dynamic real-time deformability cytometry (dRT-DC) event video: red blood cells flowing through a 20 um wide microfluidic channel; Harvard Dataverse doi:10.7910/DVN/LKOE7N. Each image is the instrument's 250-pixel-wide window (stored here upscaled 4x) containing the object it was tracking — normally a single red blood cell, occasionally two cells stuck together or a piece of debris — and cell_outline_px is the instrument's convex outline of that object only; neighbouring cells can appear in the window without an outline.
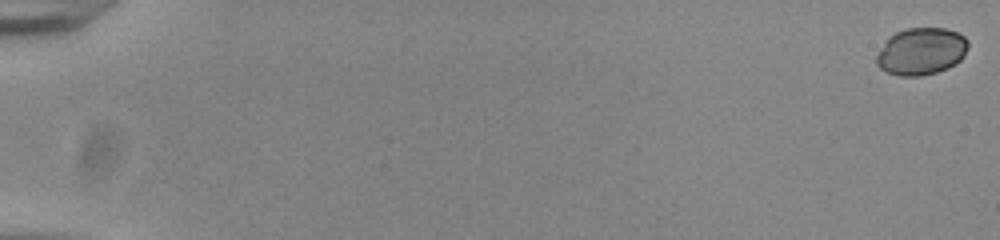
{"species": "common noctule bat (a hibernating species)", "species_latin": "Nyctalus noctula", "temperature_condition": "room temperature", "stored_images_in_passage": 55, "camera_frame_rate_fps": 3000, "um_per_image_px": 0.085, "animal": {"sex": "male", "body_mass_g": 20.0, "forearm_length_mm": 53.3}, "frame": {"image": 1, "passage_image": 1, "time_ms": 0.0, "image_size_px": [1000, 240], "cell_outline_px": [[968, 48], [964, 56], [956, 64], [936, 72], [920, 76], [900, 76], [888, 72], [880, 68], [876, 64], [876, 56], [884, 40], [888, 36], [896, 32], [908, 28], [944, 28], [956, 32], [964, 36], [968, 40]], "centroid_in_image_um": [78.29, 4.36], "position_along_channel_um": 6.7, "area_um2": 25.32}}
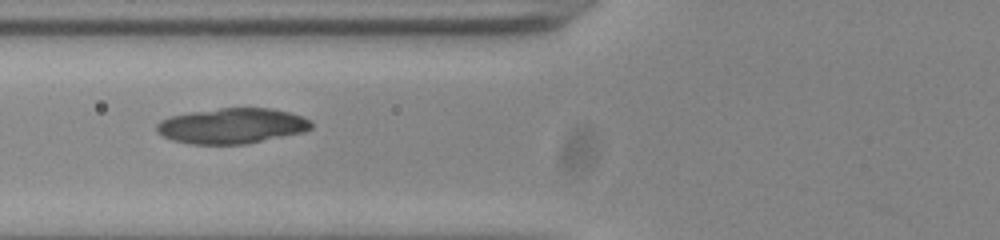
{"frame": {"image": 2, "passage_image": 24, "time_ms": 7.667, "image_size_px": [1000, 240], "cell_outline_px": [[312, 128], [304, 132], [244, 144], [192, 144], [172, 140], [156, 132], [156, 124], [160, 120], [172, 116], [192, 112], [220, 108], [268, 108], [288, 112], [304, 116], [312, 120]], "centroid_in_image_um": [19.73, 10.7], "position_along_channel_um": 106.1, "area_um2": 31.85}}
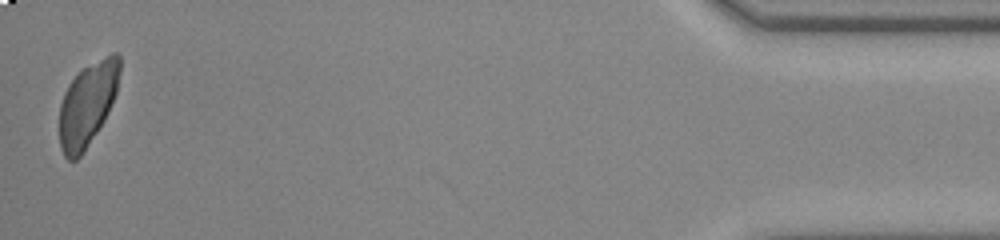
{"frame": {"image": 3, "passage_image": 55, "time_ms": 18.0, "image_size_px": [1000, 240], "cell_outline_px": [[120, 72], [116, 92], [108, 112], [104, 120], [84, 152], [76, 160], [68, 160], [64, 156], [60, 148], [60, 104], [64, 92], [68, 84], [84, 68], [112, 52], [116, 52], [120, 56]], "centroid_in_image_um": [7.44, 8.87], "position_along_channel_um": 427.8, "area_um2": 29.13}}